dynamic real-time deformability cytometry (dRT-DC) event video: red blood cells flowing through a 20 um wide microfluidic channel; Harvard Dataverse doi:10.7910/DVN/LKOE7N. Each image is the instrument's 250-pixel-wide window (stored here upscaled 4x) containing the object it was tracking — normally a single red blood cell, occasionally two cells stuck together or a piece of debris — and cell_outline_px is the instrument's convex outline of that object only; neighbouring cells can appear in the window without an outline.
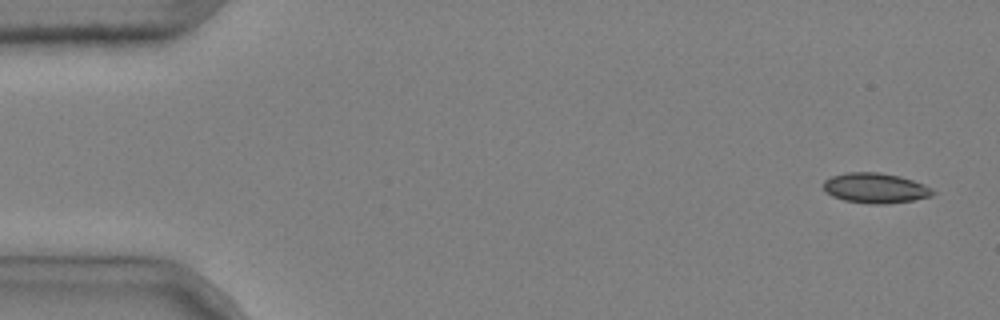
{"species": "common noctule bat (a hibernating species)", "species_latin": "Nyctalus noctula", "temperature_condition": "cold", "stored_images_in_passage": 10, "camera_frame_rate_fps": 3000, "um_per_image_px": 0.085, "animal": {"sex": "male", "body_mass_g": 20.4}, "frame": {"image": 1, "passage_image": 1, "time_ms": 0.0, "image_size_px": [1000, 320], "cell_outline_px": [[936, 192], [932, 196], [912, 200], [884, 204], [872, 204], [844, 200], [832, 196], [824, 188], [824, 180], [832, 176], [844, 172], [876, 172], [900, 176], [924, 184], [932, 188]], "centroid_in_image_um": [74.42, 15.98], "position_along_channel_um": 10.6, "area_um2": 19.13}}
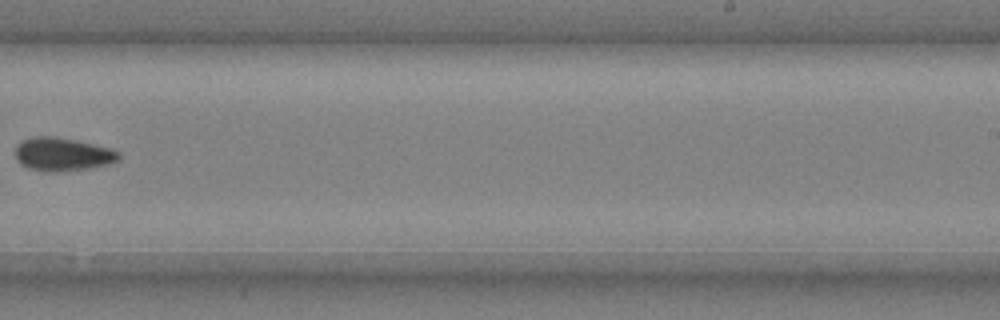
{"frame": {"image": 2, "passage_image": 9, "time_ms": 2.667, "image_size_px": [1000, 320], "cell_outline_px": [[120, 160], [108, 164], [92, 168], [56, 172], [48, 172], [28, 168], [20, 164], [16, 160], [16, 144], [20, 140], [36, 136], [52, 136], [76, 140], [108, 148], [120, 152]], "centroid_in_image_um": [5.29, 13.12], "position_along_channel_um": 283.7, "area_um2": 20.23}}
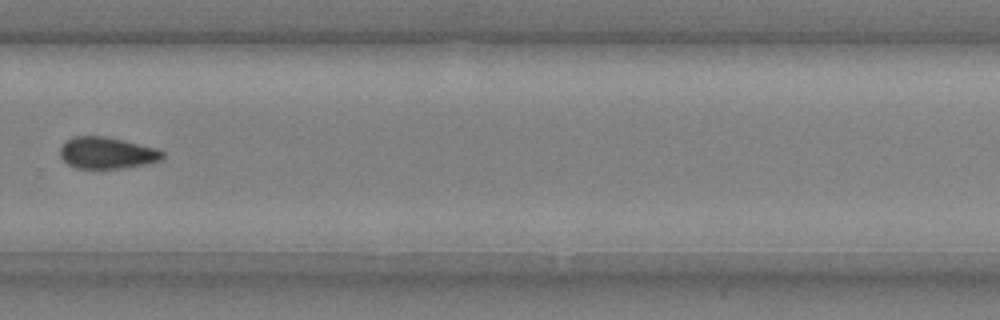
{"frame": {"image": 3, "passage_image": 10, "time_ms": 3.0, "image_size_px": [1000, 320], "cell_outline_px": [[164, 156], [160, 160], [148, 164], [120, 168], [76, 168], [68, 164], [60, 156], [60, 148], [72, 136], [104, 136], [156, 148], [164, 152]], "centroid_in_image_um": [9.09, 13.0], "position_along_channel_um": 320.7, "area_um2": 18.67}}